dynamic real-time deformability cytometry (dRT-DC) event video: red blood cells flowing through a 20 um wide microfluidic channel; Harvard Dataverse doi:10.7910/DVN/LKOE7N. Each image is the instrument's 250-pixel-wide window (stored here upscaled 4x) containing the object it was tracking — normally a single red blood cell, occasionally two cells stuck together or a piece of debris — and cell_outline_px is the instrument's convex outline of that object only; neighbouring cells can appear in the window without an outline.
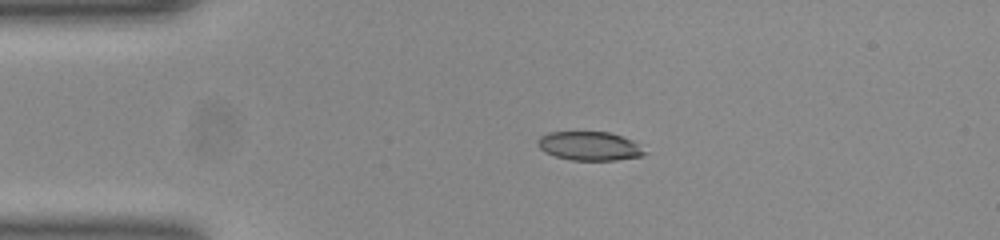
{"species": "common noctule bat (a hibernating species)", "species_latin": "Nyctalus noctula", "temperature_condition": "room temperature", "stored_images_in_passage": 42, "camera_frame_rate_fps": 3000, "um_per_image_px": 0.085, "animal": {"sex": "female", "body_mass_g": 23.0, "forearm_length_mm": 53.4}, "frame": {"image": 1, "passage_image": 1, "time_ms": 0.0, "image_size_px": [1000, 240], "cell_outline_px": [[648, 152], [644, 156], [616, 160], [572, 160], [556, 156], [544, 152], [536, 144], [536, 140], [540, 136], [548, 132], [608, 132], [632, 140]], "centroid_in_image_um": [50.1, 12.41], "position_along_channel_um": 34.9, "area_um2": 18.03}}
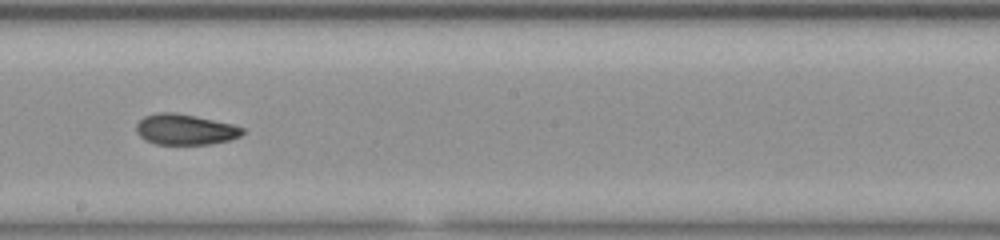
{"frame": {"image": 2, "passage_image": 19, "time_ms": 6.0, "image_size_px": [1000, 240], "cell_outline_px": [[244, 132], [240, 136], [228, 140], [208, 144], [156, 144], [144, 140], [136, 132], [136, 124], [144, 116], [156, 112], [176, 112], [232, 124], [244, 128]], "centroid_in_image_um": [15.7, 11.0], "position_along_channel_um": 232.5, "area_um2": 18.96}}
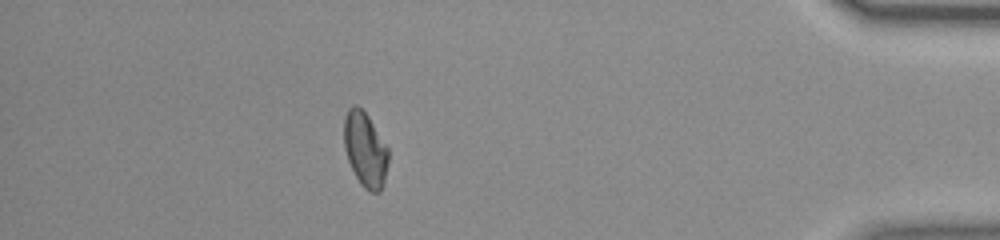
{"frame": {"image": 3, "passage_image": 36, "time_ms": 11.667, "image_size_px": [1000, 240], "cell_outline_px": [[388, 160], [384, 180], [380, 192], [368, 192], [360, 184], [348, 160], [344, 148], [344, 116], [348, 108], [352, 104], [356, 104], [368, 116], [388, 148]], "centroid_in_image_um": [31.02, 12.7], "position_along_channel_um": 404.2, "area_um2": 19.25}, "authors_computed_cell_mechanics": {"area_um2": 19.2185, "velocity_mm_per_s": 3.9193, "shape_relaxation_time_tau1_ms": 8.1183, "shape_relaxation_time_tau2_ms": 2.0641, "deformation_change_tau1": 0.2337, "deformation_change_tau2": 0.0789}}